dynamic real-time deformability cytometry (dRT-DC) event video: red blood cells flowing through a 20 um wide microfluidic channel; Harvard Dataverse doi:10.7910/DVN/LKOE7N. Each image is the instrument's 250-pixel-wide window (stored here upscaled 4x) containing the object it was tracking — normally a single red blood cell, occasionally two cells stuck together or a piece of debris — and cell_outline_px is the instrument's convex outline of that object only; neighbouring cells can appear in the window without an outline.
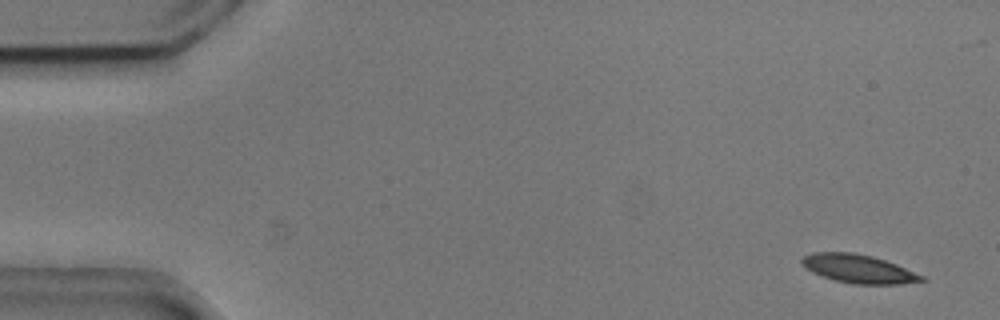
{"species": "common noctule bat (a hibernating species)", "species_latin": "Nyctalus noctula", "temperature_condition": "cold", "stored_images_in_passage": 6, "camera_frame_rate_fps": 3000, "um_per_image_px": 0.085, "animal": {"sex": "male", "body_mass_g": 20.5, "forearm_length_mm": 52.5}, "frame": {"image": 1, "passage_image": 1, "time_ms": 0.0, "image_size_px": [1000, 320], "cell_outline_px": [[928, 280], [900, 284], [852, 284], [836, 280], [812, 272], [800, 260], [804, 256], [812, 252], [852, 252], [872, 256], [896, 264], [924, 276]], "centroid_in_image_um": [73.01, 22.84], "position_along_channel_um": 12.0, "area_um2": 19.65}}